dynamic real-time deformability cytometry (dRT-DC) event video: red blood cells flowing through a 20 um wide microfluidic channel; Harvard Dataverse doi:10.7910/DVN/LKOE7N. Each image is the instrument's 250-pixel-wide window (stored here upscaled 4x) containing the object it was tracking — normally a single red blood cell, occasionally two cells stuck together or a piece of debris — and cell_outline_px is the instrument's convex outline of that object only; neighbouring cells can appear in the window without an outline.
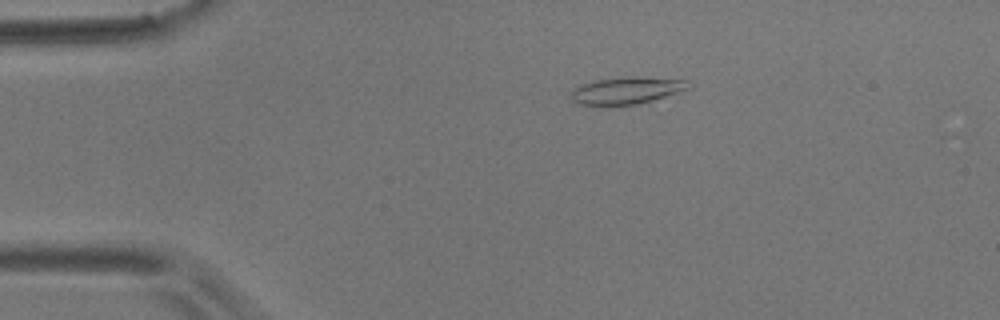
{"species": "common noctule bat (a hibernating species)", "species_latin": "Nyctalus noctula", "temperature_condition": "room temperature", "stored_images_in_passage": 46, "camera_frame_rate_fps": 3000, "um_per_image_px": 0.085, "animal": {"sex": "male", "body_mass_g": 17.9}, "frame": {"image": 1, "passage_image": 1, "time_ms": 0.0, "image_size_px": [1000, 320], "cell_outline_px": [[688, 88], [652, 100], [636, 104], [604, 108], [580, 104], [572, 100], [572, 88], [592, 80], [628, 76], [636, 76], [684, 80]], "centroid_in_image_um": [53.1, 7.72], "position_along_channel_um": 31.9, "area_um2": 18.73}}
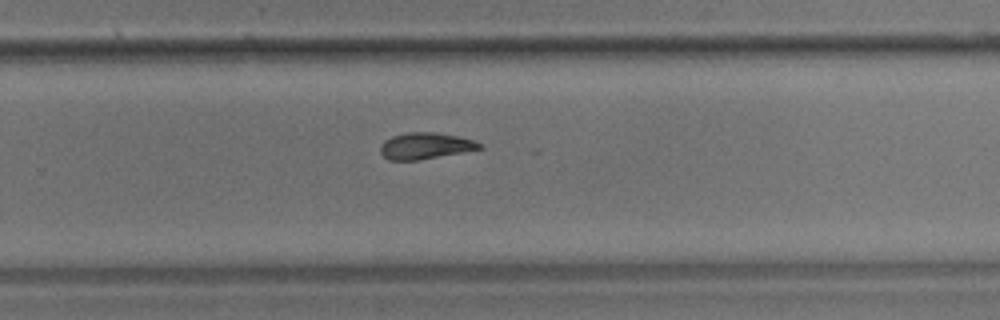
{"frame": {"image": 2, "passage_image": 27, "time_ms": 8.667, "image_size_px": [1000, 320], "cell_outline_px": [[484, 148], [420, 160], [388, 160], [380, 152], [380, 144], [384, 140], [392, 136], [408, 132], [436, 132], [460, 136], [472, 140], [480, 144]], "centroid_in_image_um": [36.13, 12.39], "position_along_channel_um": 293.7, "area_um2": 15.32}}
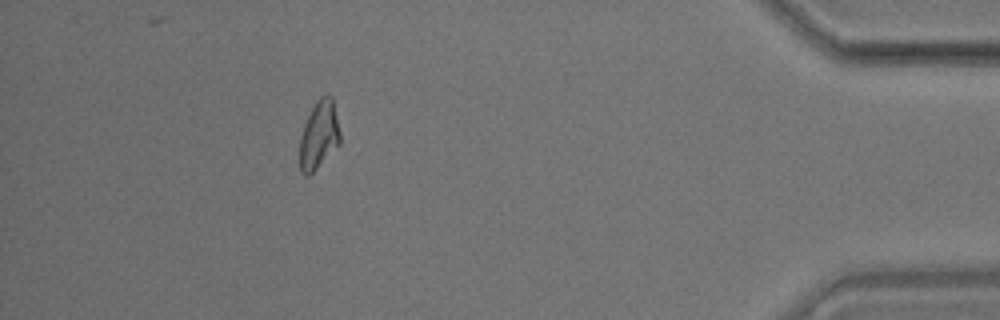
{"frame": {"image": 3, "passage_image": 41, "time_ms": 13.333, "image_size_px": [1000, 320], "cell_outline_px": [[340, 144], [308, 176], [304, 176], [300, 172], [300, 136], [304, 124], [316, 100], [320, 96], [328, 92], [332, 96], [340, 132]], "centroid_in_image_um": [27.11, 11.44], "position_along_channel_um": 408.1, "area_um2": 16.07}, "authors_computed_cell_mechanics": {"area_um2": 16.0395, "velocity_mm_per_s": 3.5616, "shape_relaxation_time_tau1_ms": null, "shape_relaxation_time_tau2_ms": 3.7349, "deformation_change_tau1": null, "deformation_change_tau2": 0.1056}}